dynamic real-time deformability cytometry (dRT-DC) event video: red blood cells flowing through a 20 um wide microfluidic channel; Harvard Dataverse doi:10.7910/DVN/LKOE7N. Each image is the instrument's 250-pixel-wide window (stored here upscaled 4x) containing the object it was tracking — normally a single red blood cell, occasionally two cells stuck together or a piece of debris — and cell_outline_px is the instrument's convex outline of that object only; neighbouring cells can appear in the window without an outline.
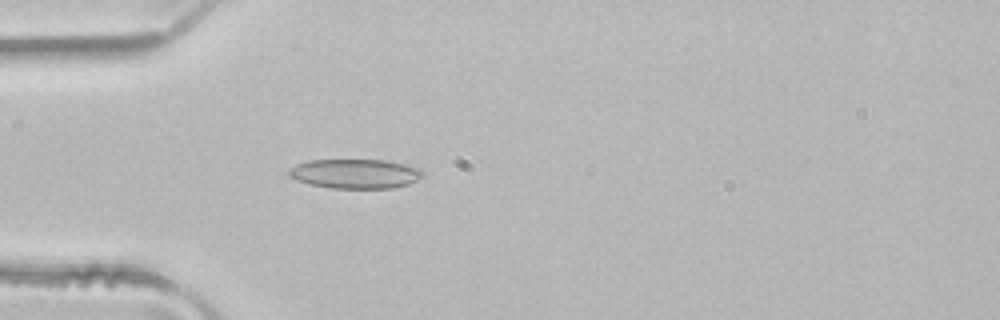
{"species": "common noctule bat (a hibernating species)", "species_latin": "Nyctalus noctula", "temperature_condition": "room temperature", "stored_images_in_passage": 5, "camera_frame_rate_fps": 3000, "um_per_image_px": 0.085, "animal": {"sex": "male", "body_mass_g": 21.5, "forearm_length_mm": 52.0}, "frame": {"image": 1, "passage_image": 4, "time_ms": 1.0, "image_size_px": [1000, 320], "cell_outline_px": [[424, 176], [408, 184], [392, 188], [332, 188], [312, 184], [296, 180], [288, 176], [288, 168], [296, 164], [308, 160], [388, 160], [420, 168], [424, 172]], "centroid_in_image_um": [30.19, 14.76], "position_along_channel_um": 54.8, "area_um2": 23.06}}